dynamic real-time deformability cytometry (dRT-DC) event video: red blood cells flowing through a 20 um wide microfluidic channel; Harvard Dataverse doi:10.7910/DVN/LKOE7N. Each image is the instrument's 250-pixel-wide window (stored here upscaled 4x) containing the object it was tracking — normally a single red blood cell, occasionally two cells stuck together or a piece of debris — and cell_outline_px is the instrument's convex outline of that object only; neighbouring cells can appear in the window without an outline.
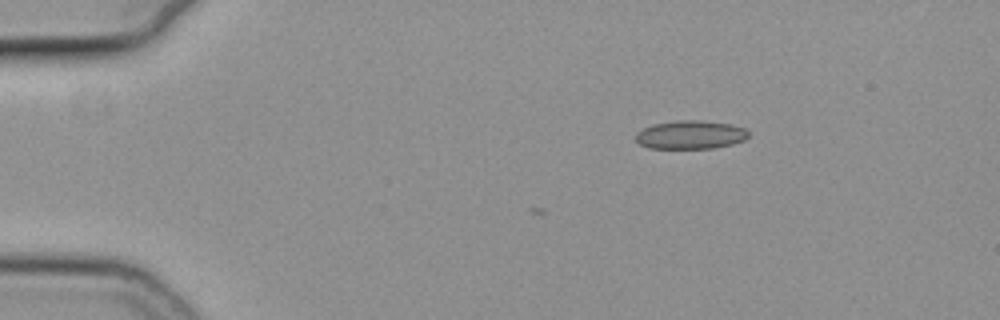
{"species": "common noctule bat (a hibernating species)", "species_latin": "Nyctalus noctula", "temperature_condition": "cold", "stored_images_in_passage": 4, "camera_frame_rate_fps": 3000, "um_per_image_px": 0.085, "animal": {"sex": "female", "body_mass_g": 19.3, "forearm_length_mm": 54.1}, "frame": {"image": 1, "passage_image": 1, "time_ms": 0.0, "image_size_px": [1000, 320], "cell_outline_px": [[748, 136], [744, 140], [732, 144], [712, 148], [648, 148], [640, 144], [636, 140], [636, 132], [652, 124], [676, 120], [700, 120], [728, 124], [744, 128], [748, 132]], "centroid_in_image_um": [58.66, 11.45], "position_along_channel_um": 26.3, "area_um2": 18.61}}